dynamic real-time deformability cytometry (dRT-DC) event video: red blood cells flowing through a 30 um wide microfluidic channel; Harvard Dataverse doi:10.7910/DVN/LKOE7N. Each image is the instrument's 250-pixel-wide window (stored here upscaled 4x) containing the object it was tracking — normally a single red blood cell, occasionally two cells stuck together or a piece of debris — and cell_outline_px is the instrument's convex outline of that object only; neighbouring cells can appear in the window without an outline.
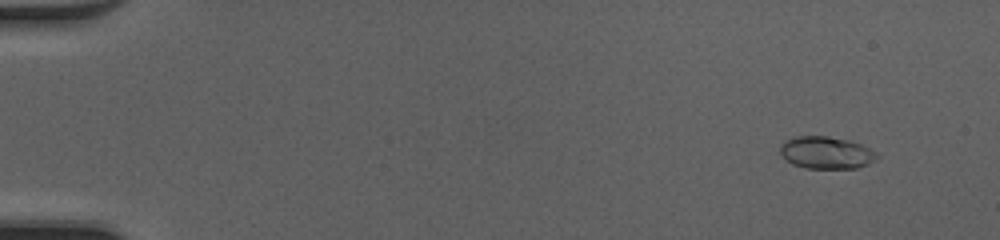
{"species": "common noctule bat (a hibernating species)", "species_latin": "Nyctalus noctula", "temperature_condition": "cold", "stored_images_in_passage": 51, "camera_frame_rate_fps": 3000, "um_per_image_px": 0.085, "animal": {"sex": "female", "body_mass_g": 20.0, "forearm_length_mm": 54.0}, "frame": {"image": 1, "passage_image": 5, "time_ms": 1.333, "image_size_px": [1000, 240], "cell_outline_px": [[880, 156], [876, 160], [868, 164], [856, 168], [808, 168], [792, 164], [780, 152], [780, 144], [784, 140], [796, 136], [828, 136], [848, 140], [860, 144], [876, 152]], "centroid_in_image_um": [70.24, 12.97], "position_along_channel_um": 14.8, "area_um2": 18.15}}
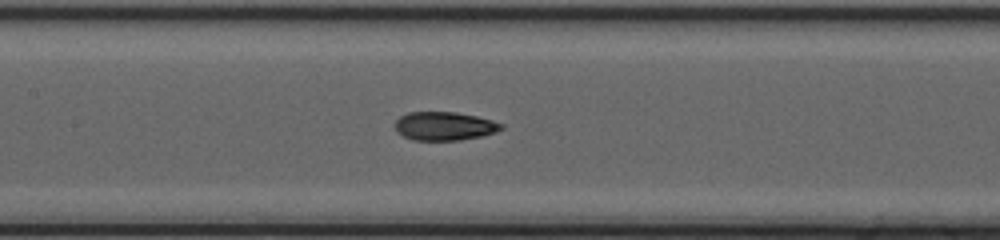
{"frame": {"image": 2, "passage_image": 26, "time_ms": 8.333, "image_size_px": [1000, 240], "cell_outline_px": [[504, 128], [496, 132], [484, 136], [460, 140], [412, 140], [396, 132], [396, 120], [400, 116], [408, 112], [456, 112], [476, 116], [492, 120], [504, 124]], "centroid_in_image_um": [37.8, 10.72], "position_along_channel_um": 169.6, "area_um2": 17.8}}
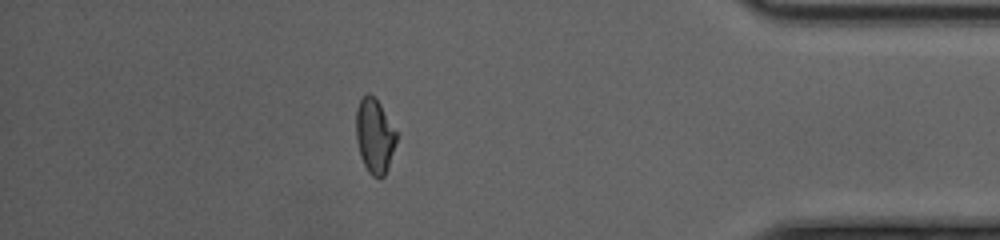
{"frame": {"image": 3, "passage_image": 45, "time_ms": 14.667, "image_size_px": [1000, 240], "cell_outline_px": [[396, 140], [384, 176], [380, 180], [372, 176], [368, 172], [360, 156], [356, 140], [356, 108], [360, 100], [368, 92], [380, 104], [396, 132]], "centroid_in_image_um": [31.8, 11.57], "position_along_channel_um": 403.4, "area_um2": 17.22}, "authors_computed_cell_mechanics": {"area_um2": 17.7446, "velocity_mm_per_s": 4.2466, "shape_relaxation_time_tau1_ms": 7.7963, "shape_relaxation_time_tau2_ms": 1.6934, "deformation_change_tau1": 0.2554, "deformation_change_tau2": 0.0677}}